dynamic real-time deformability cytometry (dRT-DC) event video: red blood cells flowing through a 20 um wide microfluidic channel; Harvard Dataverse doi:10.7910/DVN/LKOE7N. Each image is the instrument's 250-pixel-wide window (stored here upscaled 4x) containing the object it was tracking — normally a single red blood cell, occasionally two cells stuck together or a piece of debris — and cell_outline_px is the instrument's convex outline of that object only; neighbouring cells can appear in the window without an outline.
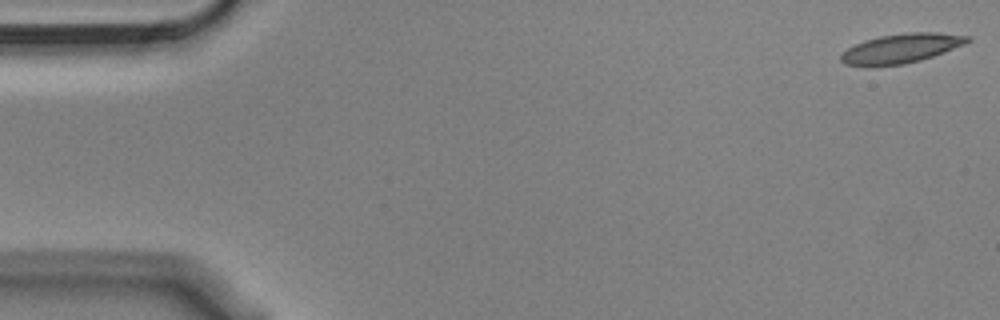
{"species": "Egyptian fruit bat (a non-hibernating species)", "species_latin": "Rousettus aegyptiacus", "temperature_condition": "cold", "stored_images_in_passage": 16, "camera_frame_rate_fps": 3000, "um_per_image_px": 0.085, "animal": {"sex": "male"}, "frame": {"image": 1, "passage_image": 1, "time_ms": 0.0, "image_size_px": [1000, 320], "cell_outline_px": [[972, 40], [964, 44], [944, 52], [920, 60], [904, 64], [844, 64], [840, 60], [840, 56], [848, 48], [864, 40], [880, 36], [908, 32], [936, 32], [972, 36]], "centroid_in_image_um": [76.67, 4.07], "position_along_channel_um": 8.3, "area_um2": 21.1}}
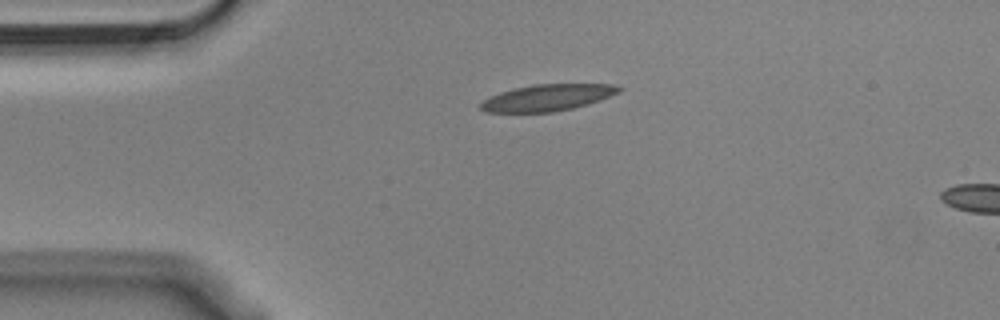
{"frame": {"image": 2, "passage_image": 12, "time_ms": 3.667, "image_size_px": [1000, 320], "cell_outline_px": [[624, 88], [620, 92], [588, 104], [572, 108], [552, 112], [484, 112], [480, 108], [480, 104], [488, 96], [500, 92], [532, 84], [612, 84]], "centroid_in_image_um": [46.52, 8.29], "position_along_channel_um": 38.5, "area_um2": 21.33}}